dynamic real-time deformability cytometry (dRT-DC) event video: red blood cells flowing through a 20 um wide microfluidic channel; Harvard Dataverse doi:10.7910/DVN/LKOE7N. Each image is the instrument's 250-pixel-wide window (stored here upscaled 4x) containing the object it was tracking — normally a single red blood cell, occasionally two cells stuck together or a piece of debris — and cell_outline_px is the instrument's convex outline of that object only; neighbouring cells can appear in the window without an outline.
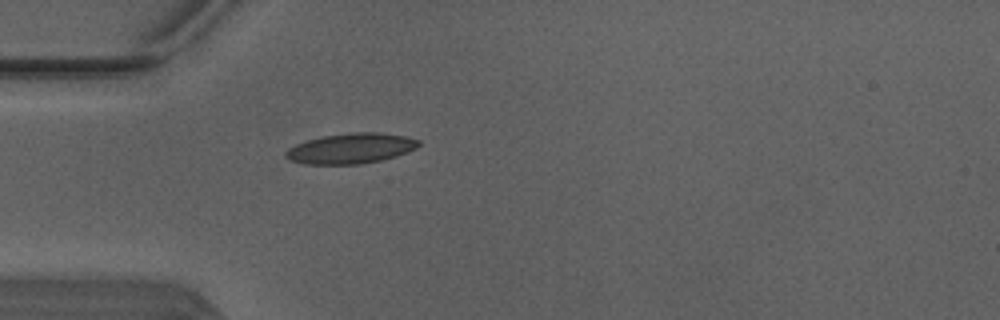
{"species": "Egyptian fruit bat (a non-hibernating species)", "species_latin": "Rousettus aegyptiacus", "temperature_condition": "warm", "stored_images_in_passage": 1, "camera_frame_rate_fps": 3000, "um_per_image_px": 0.085, "animal": {"sex": "male"}, "frame": {"image": 1, "passage_image": 1, "time_ms": 0.0, "image_size_px": [1000, 320], "cell_outline_px": [[420, 144], [416, 148], [408, 152], [396, 156], [380, 160], [360, 164], [304, 164], [292, 160], [284, 156], [284, 152], [288, 148], [296, 144], [308, 140], [324, 136], [352, 132], [380, 132], [404, 136], [420, 140]], "centroid_in_image_um": [29.83, 12.61], "position_along_channel_um": 55.2, "area_um2": 23.41}}